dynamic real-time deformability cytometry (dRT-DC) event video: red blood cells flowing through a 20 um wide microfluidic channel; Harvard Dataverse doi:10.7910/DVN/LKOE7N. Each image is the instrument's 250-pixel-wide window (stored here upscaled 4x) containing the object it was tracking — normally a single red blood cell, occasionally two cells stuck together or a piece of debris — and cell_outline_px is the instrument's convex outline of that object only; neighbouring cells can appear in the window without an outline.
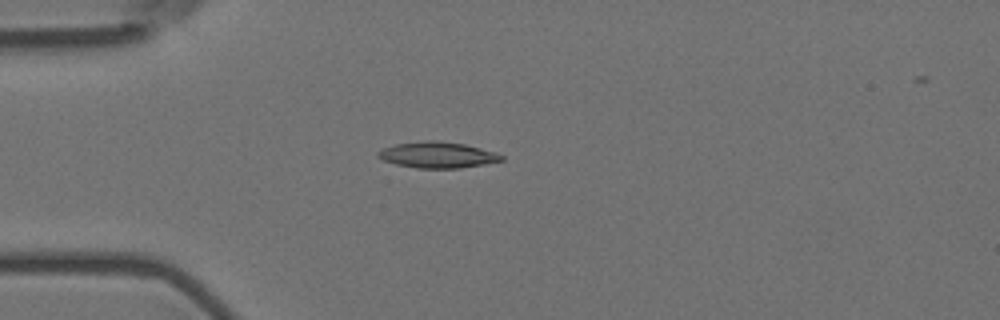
{"species": "Egyptian fruit bat (a non-hibernating species)", "species_latin": "Rousettus aegyptiacus", "temperature_condition": "room temperature", "stored_images_in_passage": 4, "camera_frame_rate_fps": 3000, "um_per_image_px": 0.085, "animal": {"sex": "female"}, "frame": {"image": 1, "passage_image": 4, "time_ms": 1.0, "image_size_px": [1000, 320], "cell_outline_px": [[504, 160], [484, 164], [460, 168], [416, 168], [396, 164], [384, 160], [376, 156], [376, 152], [384, 148], [396, 144], [428, 140], [436, 140], [464, 144], [496, 152], [504, 156]], "centroid_in_image_um": [37.19, 13.17], "position_along_channel_um": 47.8, "area_um2": 18.67}}